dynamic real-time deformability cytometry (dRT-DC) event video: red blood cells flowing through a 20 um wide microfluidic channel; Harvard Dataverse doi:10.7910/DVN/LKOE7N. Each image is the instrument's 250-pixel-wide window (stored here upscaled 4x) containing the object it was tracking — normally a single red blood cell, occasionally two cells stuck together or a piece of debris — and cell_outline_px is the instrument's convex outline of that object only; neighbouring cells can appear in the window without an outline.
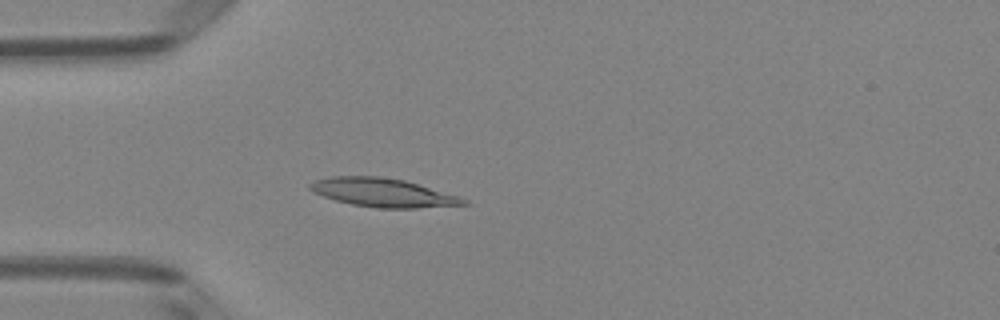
{"species": "Egyptian fruit bat (a non-hibernating species)", "species_latin": "Rousettus aegyptiacus", "temperature_condition": "room temperature", "stored_images_in_passage": 4, "camera_frame_rate_fps": 3000, "um_per_image_px": 0.085, "animal": {"sex": "female"}, "frame": {"image": 1, "passage_image": 4, "time_ms": 1.0, "image_size_px": [1000, 320], "cell_outline_px": [[472, 204], [416, 208], [376, 208], [352, 204], [336, 200], [312, 192], [308, 188], [308, 184], [316, 180], [332, 176], [380, 176], [404, 180], [460, 196], [468, 200]], "centroid_in_image_um": [32.57, 16.37], "position_along_channel_um": 52.4, "area_um2": 25.66}}